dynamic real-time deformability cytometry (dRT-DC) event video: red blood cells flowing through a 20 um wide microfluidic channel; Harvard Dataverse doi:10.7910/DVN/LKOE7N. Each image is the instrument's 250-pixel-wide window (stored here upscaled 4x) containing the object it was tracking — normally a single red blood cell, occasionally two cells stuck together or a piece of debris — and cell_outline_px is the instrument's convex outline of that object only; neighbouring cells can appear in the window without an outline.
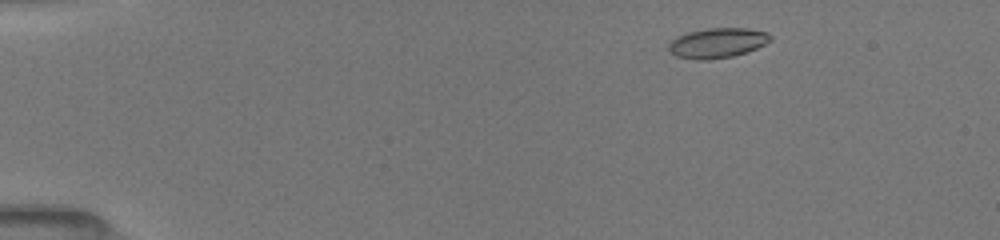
{"species": "common noctule bat (a hibernating species)", "species_latin": "Nyctalus noctula", "temperature_condition": "room temperature", "stored_images_in_passage": 45, "camera_frame_rate_fps": 3000, "um_per_image_px": 0.085, "animal": {"sex": "female", "body_mass_g": 19.5, "forearm_length_mm": 54.1}, "frame": {"image": 1, "passage_image": 2, "time_ms": 1.0, "image_size_px": [1000, 240], "cell_outline_px": [[772, 40], [756, 48], [732, 56], [708, 60], [696, 60], [676, 56], [668, 48], [668, 44], [676, 36], [688, 32], [708, 28], [748, 28], [768, 32], [772, 36]], "centroid_in_image_um": [60.98, 3.64], "position_along_channel_um": 24.0, "area_um2": 17.74}}
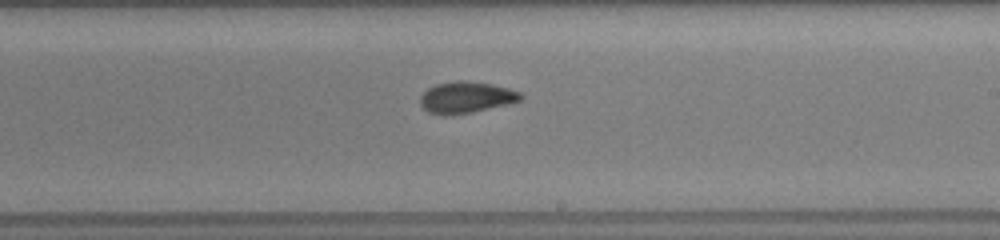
{"frame": {"image": 2, "passage_image": 20, "time_ms": 9.0, "image_size_px": [1000, 240], "cell_outline_px": [[524, 96], [520, 100], [472, 112], [444, 116], [440, 116], [428, 112], [420, 104], [420, 96], [428, 88], [436, 84], [460, 80], [464, 80], [492, 84], [508, 88], [520, 92]], "centroid_in_image_um": [39.58, 8.28], "position_along_channel_um": 249.4, "area_um2": 18.26}}
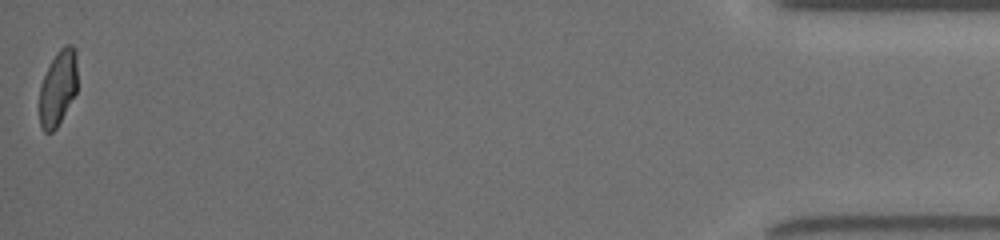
{"frame": {"image": 3, "passage_image": 45, "time_ms": 15.667, "image_size_px": [1000, 240], "cell_outline_px": [[76, 92], [56, 128], [52, 132], [44, 132], [40, 124], [40, 84], [56, 52], [64, 44], [72, 44], [76, 48]], "centroid_in_image_um": [4.93, 7.44], "position_along_channel_um": 430.3, "area_um2": 16.47}, "authors_computed_cell_mechanics": {"area_um2": 17.8024, "velocity_mm_per_s": 3.9921, "shape_relaxation_time_tau1_ms": 3.1046, "shape_relaxation_time_tau2_ms": 0.9266, "deformation_change_tau1": 0.1335, "deformation_change_tau2": 0.0605}}